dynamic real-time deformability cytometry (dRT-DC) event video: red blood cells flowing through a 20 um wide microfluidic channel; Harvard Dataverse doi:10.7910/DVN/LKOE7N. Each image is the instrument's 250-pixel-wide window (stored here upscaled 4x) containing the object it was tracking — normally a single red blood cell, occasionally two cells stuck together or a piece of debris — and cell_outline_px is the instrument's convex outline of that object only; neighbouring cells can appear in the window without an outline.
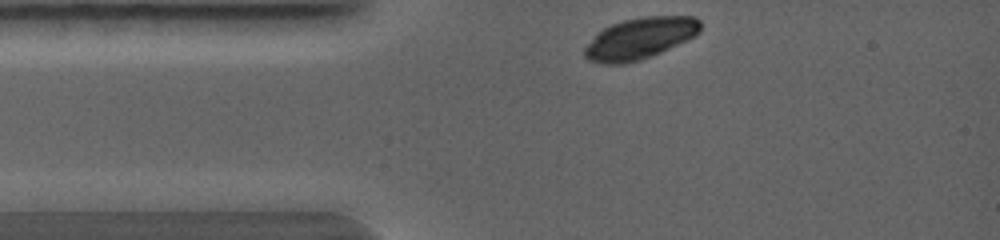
{"species": "common noctule bat (a hibernating species)", "species_latin": "Nyctalus noctula", "temperature_condition": "warm", "stored_images_in_passage": 2, "camera_frame_rate_fps": 5000, "um_per_image_px": 0.085, "animal": {"sex": "female", "body_mass_g": 19.0, "forearm_length_mm": 56.7}, "frame": {"image": 1, "passage_image": 1, "time_ms": 0.0, "image_size_px": [1000, 240], "cell_outline_px": [[700, 32], [696, 36], [660, 52], [640, 60], [624, 64], [604, 64], [588, 60], [584, 56], [584, 48], [604, 28], [612, 24], [624, 20], [644, 16], [696, 16], [700, 20]], "centroid_in_image_um": [54.43, 3.26], "position_along_channel_um": 30.6, "area_um2": 27.74}}